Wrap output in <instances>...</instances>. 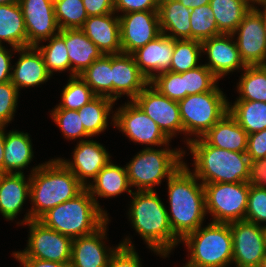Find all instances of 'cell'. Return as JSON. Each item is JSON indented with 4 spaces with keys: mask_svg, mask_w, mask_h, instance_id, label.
<instances>
[{
    "mask_svg": "<svg viewBox=\"0 0 266 267\" xmlns=\"http://www.w3.org/2000/svg\"><path fill=\"white\" fill-rule=\"evenodd\" d=\"M237 36L240 58L246 66L266 65V37L260 15L252 8L238 25Z\"/></svg>",
    "mask_w": 266,
    "mask_h": 267,
    "instance_id": "cell-16",
    "label": "cell"
},
{
    "mask_svg": "<svg viewBox=\"0 0 266 267\" xmlns=\"http://www.w3.org/2000/svg\"><path fill=\"white\" fill-rule=\"evenodd\" d=\"M88 17L114 13V0H83Z\"/></svg>",
    "mask_w": 266,
    "mask_h": 267,
    "instance_id": "cell-50",
    "label": "cell"
},
{
    "mask_svg": "<svg viewBox=\"0 0 266 267\" xmlns=\"http://www.w3.org/2000/svg\"><path fill=\"white\" fill-rule=\"evenodd\" d=\"M245 220L257 225L266 222V189L250 185Z\"/></svg>",
    "mask_w": 266,
    "mask_h": 267,
    "instance_id": "cell-44",
    "label": "cell"
},
{
    "mask_svg": "<svg viewBox=\"0 0 266 267\" xmlns=\"http://www.w3.org/2000/svg\"><path fill=\"white\" fill-rule=\"evenodd\" d=\"M51 116L67 139L91 137L84 129L77 110L54 108Z\"/></svg>",
    "mask_w": 266,
    "mask_h": 267,
    "instance_id": "cell-42",
    "label": "cell"
},
{
    "mask_svg": "<svg viewBox=\"0 0 266 267\" xmlns=\"http://www.w3.org/2000/svg\"><path fill=\"white\" fill-rule=\"evenodd\" d=\"M206 213L212 215V222L232 223L245 220L248 182L203 184Z\"/></svg>",
    "mask_w": 266,
    "mask_h": 267,
    "instance_id": "cell-9",
    "label": "cell"
},
{
    "mask_svg": "<svg viewBox=\"0 0 266 267\" xmlns=\"http://www.w3.org/2000/svg\"><path fill=\"white\" fill-rule=\"evenodd\" d=\"M23 267H71L70 263H59L35 258H16Z\"/></svg>",
    "mask_w": 266,
    "mask_h": 267,
    "instance_id": "cell-52",
    "label": "cell"
},
{
    "mask_svg": "<svg viewBox=\"0 0 266 267\" xmlns=\"http://www.w3.org/2000/svg\"><path fill=\"white\" fill-rule=\"evenodd\" d=\"M5 126L0 125V169L3 172V166H4V145H5V136L6 133Z\"/></svg>",
    "mask_w": 266,
    "mask_h": 267,
    "instance_id": "cell-54",
    "label": "cell"
},
{
    "mask_svg": "<svg viewBox=\"0 0 266 267\" xmlns=\"http://www.w3.org/2000/svg\"><path fill=\"white\" fill-rule=\"evenodd\" d=\"M202 44L198 40L174 39V50L170 64V72L182 73L197 68L202 55Z\"/></svg>",
    "mask_w": 266,
    "mask_h": 267,
    "instance_id": "cell-36",
    "label": "cell"
},
{
    "mask_svg": "<svg viewBox=\"0 0 266 267\" xmlns=\"http://www.w3.org/2000/svg\"><path fill=\"white\" fill-rule=\"evenodd\" d=\"M54 10L60 30L81 29L88 18L83 0H54Z\"/></svg>",
    "mask_w": 266,
    "mask_h": 267,
    "instance_id": "cell-38",
    "label": "cell"
},
{
    "mask_svg": "<svg viewBox=\"0 0 266 267\" xmlns=\"http://www.w3.org/2000/svg\"><path fill=\"white\" fill-rule=\"evenodd\" d=\"M173 50L174 39L161 34L145 46L138 48L132 55L139 70L150 82L154 76L169 71Z\"/></svg>",
    "mask_w": 266,
    "mask_h": 267,
    "instance_id": "cell-21",
    "label": "cell"
},
{
    "mask_svg": "<svg viewBox=\"0 0 266 267\" xmlns=\"http://www.w3.org/2000/svg\"><path fill=\"white\" fill-rule=\"evenodd\" d=\"M48 45L36 46L41 52L46 68L52 75L54 71L70 70V60L65 45V30L49 38Z\"/></svg>",
    "mask_w": 266,
    "mask_h": 267,
    "instance_id": "cell-37",
    "label": "cell"
},
{
    "mask_svg": "<svg viewBox=\"0 0 266 267\" xmlns=\"http://www.w3.org/2000/svg\"><path fill=\"white\" fill-rule=\"evenodd\" d=\"M166 146L158 150L147 147L126 164L131 187L135 186L137 191H153L163 178L168 180L185 164L182 161L185 151L180 148L170 150Z\"/></svg>",
    "mask_w": 266,
    "mask_h": 267,
    "instance_id": "cell-7",
    "label": "cell"
},
{
    "mask_svg": "<svg viewBox=\"0 0 266 267\" xmlns=\"http://www.w3.org/2000/svg\"><path fill=\"white\" fill-rule=\"evenodd\" d=\"M158 15L162 34L175 40L191 39V9L178 0H166L159 4Z\"/></svg>",
    "mask_w": 266,
    "mask_h": 267,
    "instance_id": "cell-28",
    "label": "cell"
},
{
    "mask_svg": "<svg viewBox=\"0 0 266 267\" xmlns=\"http://www.w3.org/2000/svg\"><path fill=\"white\" fill-rule=\"evenodd\" d=\"M246 154L250 161L266 157V129L248 134Z\"/></svg>",
    "mask_w": 266,
    "mask_h": 267,
    "instance_id": "cell-48",
    "label": "cell"
},
{
    "mask_svg": "<svg viewBox=\"0 0 266 267\" xmlns=\"http://www.w3.org/2000/svg\"><path fill=\"white\" fill-rule=\"evenodd\" d=\"M169 138L183 132L178 101L161 94L150 83L133 100Z\"/></svg>",
    "mask_w": 266,
    "mask_h": 267,
    "instance_id": "cell-13",
    "label": "cell"
},
{
    "mask_svg": "<svg viewBox=\"0 0 266 267\" xmlns=\"http://www.w3.org/2000/svg\"><path fill=\"white\" fill-rule=\"evenodd\" d=\"M2 174H3V172H2L1 169H0V178H1Z\"/></svg>",
    "mask_w": 266,
    "mask_h": 267,
    "instance_id": "cell-60",
    "label": "cell"
},
{
    "mask_svg": "<svg viewBox=\"0 0 266 267\" xmlns=\"http://www.w3.org/2000/svg\"><path fill=\"white\" fill-rule=\"evenodd\" d=\"M223 94L217 85L212 91L188 95L178 101L185 135L196 136V138L186 139L187 144L192 139L203 137L226 115L229 102Z\"/></svg>",
    "mask_w": 266,
    "mask_h": 267,
    "instance_id": "cell-8",
    "label": "cell"
},
{
    "mask_svg": "<svg viewBox=\"0 0 266 267\" xmlns=\"http://www.w3.org/2000/svg\"><path fill=\"white\" fill-rule=\"evenodd\" d=\"M131 242V239L127 237L119 243L107 267H141L138 253Z\"/></svg>",
    "mask_w": 266,
    "mask_h": 267,
    "instance_id": "cell-46",
    "label": "cell"
},
{
    "mask_svg": "<svg viewBox=\"0 0 266 267\" xmlns=\"http://www.w3.org/2000/svg\"><path fill=\"white\" fill-rule=\"evenodd\" d=\"M19 97V90L8 81L0 84V125L6 126L13 120Z\"/></svg>",
    "mask_w": 266,
    "mask_h": 267,
    "instance_id": "cell-45",
    "label": "cell"
},
{
    "mask_svg": "<svg viewBox=\"0 0 266 267\" xmlns=\"http://www.w3.org/2000/svg\"><path fill=\"white\" fill-rule=\"evenodd\" d=\"M79 76L96 96H105L112 99V55L103 54Z\"/></svg>",
    "mask_w": 266,
    "mask_h": 267,
    "instance_id": "cell-34",
    "label": "cell"
},
{
    "mask_svg": "<svg viewBox=\"0 0 266 267\" xmlns=\"http://www.w3.org/2000/svg\"><path fill=\"white\" fill-rule=\"evenodd\" d=\"M237 84V100L266 102V65L246 66Z\"/></svg>",
    "mask_w": 266,
    "mask_h": 267,
    "instance_id": "cell-35",
    "label": "cell"
},
{
    "mask_svg": "<svg viewBox=\"0 0 266 267\" xmlns=\"http://www.w3.org/2000/svg\"><path fill=\"white\" fill-rule=\"evenodd\" d=\"M131 195L128 214L133 227L152 251L167 257L181 240L173 233L164 203L155 190L135 191Z\"/></svg>",
    "mask_w": 266,
    "mask_h": 267,
    "instance_id": "cell-3",
    "label": "cell"
},
{
    "mask_svg": "<svg viewBox=\"0 0 266 267\" xmlns=\"http://www.w3.org/2000/svg\"><path fill=\"white\" fill-rule=\"evenodd\" d=\"M129 188H131V185L126 166L121 167L113 164L111 161L102 168L96 178L91 183L89 182L87 186L90 195L99 207L97 196L103 198L115 197L125 191L131 196L133 192Z\"/></svg>",
    "mask_w": 266,
    "mask_h": 267,
    "instance_id": "cell-27",
    "label": "cell"
},
{
    "mask_svg": "<svg viewBox=\"0 0 266 267\" xmlns=\"http://www.w3.org/2000/svg\"><path fill=\"white\" fill-rule=\"evenodd\" d=\"M3 173H23L33 159L32 142L28 133L10 130L5 136Z\"/></svg>",
    "mask_w": 266,
    "mask_h": 267,
    "instance_id": "cell-29",
    "label": "cell"
},
{
    "mask_svg": "<svg viewBox=\"0 0 266 267\" xmlns=\"http://www.w3.org/2000/svg\"><path fill=\"white\" fill-rule=\"evenodd\" d=\"M114 100L105 96H95L78 111L85 131L92 137L108 126V115L112 111Z\"/></svg>",
    "mask_w": 266,
    "mask_h": 267,
    "instance_id": "cell-33",
    "label": "cell"
},
{
    "mask_svg": "<svg viewBox=\"0 0 266 267\" xmlns=\"http://www.w3.org/2000/svg\"><path fill=\"white\" fill-rule=\"evenodd\" d=\"M109 220L96 232L74 238L72 241L71 267H107L108 262L116 251L114 248L106 249L107 224Z\"/></svg>",
    "mask_w": 266,
    "mask_h": 267,
    "instance_id": "cell-20",
    "label": "cell"
},
{
    "mask_svg": "<svg viewBox=\"0 0 266 267\" xmlns=\"http://www.w3.org/2000/svg\"><path fill=\"white\" fill-rule=\"evenodd\" d=\"M18 3L25 21L28 47L40 46L42 41L59 33L54 0H20Z\"/></svg>",
    "mask_w": 266,
    "mask_h": 267,
    "instance_id": "cell-15",
    "label": "cell"
},
{
    "mask_svg": "<svg viewBox=\"0 0 266 267\" xmlns=\"http://www.w3.org/2000/svg\"><path fill=\"white\" fill-rule=\"evenodd\" d=\"M254 0H210L218 30L221 34H232L252 9Z\"/></svg>",
    "mask_w": 266,
    "mask_h": 267,
    "instance_id": "cell-31",
    "label": "cell"
},
{
    "mask_svg": "<svg viewBox=\"0 0 266 267\" xmlns=\"http://www.w3.org/2000/svg\"><path fill=\"white\" fill-rule=\"evenodd\" d=\"M202 138L209 145L220 149L240 153H246L247 150L248 134L229 112L209 129Z\"/></svg>",
    "mask_w": 266,
    "mask_h": 267,
    "instance_id": "cell-25",
    "label": "cell"
},
{
    "mask_svg": "<svg viewBox=\"0 0 266 267\" xmlns=\"http://www.w3.org/2000/svg\"><path fill=\"white\" fill-rule=\"evenodd\" d=\"M149 83L171 100L180 101L186 97L183 85V72L166 71L154 76Z\"/></svg>",
    "mask_w": 266,
    "mask_h": 267,
    "instance_id": "cell-43",
    "label": "cell"
},
{
    "mask_svg": "<svg viewBox=\"0 0 266 267\" xmlns=\"http://www.w3.org/2000/svg\"><path fill=\"white\" fill-rule=\"evenodd\" d=\"M23 173H3L0 178V213L7 220H14L30 199V175L28 180Z\"/></svg>",
    "mask_w": 266,
    "mask_h": 267,
    "instance_id": "cell-24",
    "label": "cell"
},
{
    "mask_svg": "<svg viewBox=\"0 0 266 267\" xmlns=\"http://www.w3.org/2000/svg\"><path fill=\"white\" fill-rule=\"evenodd\" d=\"M183 6L193 9L206 4H209L210 0H178Z\"/></svg>",
    "mask_w": 266,
    "mask_h": 267,
    "instance_id": "cell-55",
    "label": "cell"
},
{
    "mask_svg": "<svg viewBox=\"0 0 266 267\" xmlns=\"http://www.w3.org/2000/svg\"><path fill=\"white\" fill-rule=\"evenodd\" d=\"M168 196L171 212L167 213L173 233L182 240L196 231L206 216L205 191L203 184L187 164L178 169L168 180Z\"/></svg>",
    "mask_w": 266,
    "mask_h": 267,
    "instance_id": "cell-2",
    "label": "cell"
},
{
    "mask_svg": "<svg viewBox=\"0 0 266 267\" xmlns=\"http://www.w3.org/2000/svg\"><path fill=\"white\" fill-rule=\"evenodd\" d=\"M156 1L158 2V4H160V3H162V2H164L166 0H156Z\"/></svg>",
    "mask_w": 266,
    "mask_h": 267,
    "instance_id": "cell-59",
    "label": "cell"
},
{
    "mask_svg": "<svg viewBox=\"0 0 266 267\" xmlns=\"http://www.w3.org/2000/svg\"><path fill=\"white\" fill-rule=\"evenodd\" d=\"M194 158V172L202 184L248 182L250 160L246 153L209 145L202 137L187 144Z\"/></svg>",
    "mask_w": 266,
    "mask_h": 267,
    "instance_id": "cell-4",
    "label": "cell"
},
{
    "mask_svg": "<svg viewBox=\"0 0 266 267\" xmlns=\"http://www.w3.org/2000/svg\"><path fill=\"white\" fill-rule=\"evenodd\" d=\"M248 183L266 189V157L250 161Z\"/></svg>",
    "mask_w": 266,
    "mask_h": 267,
    "instance_id": "cell-49",
    "label": "cell"
},
{
    "mask_svg": "<svg viewBox=\"0 0 266 267\" xmlns=\"http://www.w3.org/2000/svg\"><path fill=\"white\" fill-rule=\"evenodd\" d=\"M255 3L263 6L264 10L261 11L260 9H257L258 7L254 5ZM252 8L260 15L262 19V24H263V28L265 31V37H266V0H254Z\"/></svg>",
    "mask_w": 266,
    "mask_h": 267,
    "instance_id": "cell-53",
    "label": "cell"
},
{
    "mask_svg": "<svg viewBox=\"0 0 266 267\" xmlns=\"http://www.w3.org/2000/svg\"><path fill=\"white\" fill-rule=\"evenodd\" d=\"M2 41L12 48L28 47L25 21L19 3L0 5V45Z\"/></svg>",
    "mask_w": 266,
    "mask_h": 267,
    "instance_id": "cell-30",
    "label": "cell"
},
{
    "mask_svg": "<svg viewBox=\"0 0 266 267\" xmlns=\"http://www.w3.org/2000/svg\"><path fill=\"white\" fill-rule=\"evenodd\" d=\"M65 45L70 60V77L79 75L103 55L81 29H65Z\"/></svg>",
    "mask_w": 266,
    "mask_h": 267,
    "instance_id": "cell-26",
    "label": "cell"
},
{
    "mask_svg": "<svg viewBox=\"0 0 266 267\" xmlns=\"http://www.w3.org/2000/svg\"><path fill=\"white\" fill-rule=\"evenodd\" d=\"M218 78L204 64L183 72V85L186 96L212 91Z\"/></svg>",
    "mask_w": 266,
    "mask_h": 267,
    "instance_id": "cell-41",
    "label": "cell"
},
{
    "mask_svg": "<svg viewBox=\"0 0 266 267\" xmlns=\"http://www.w3.org/2000/svg\"><path fill=\"white\" fill-rule=\"evenodd\" d=\"M20 0H0V5L18 3Z\"/></svg>",
    "mask_w": 266,
    "mask_h": 267,
    "instance_id": "cell-56",
    "label": "cell"
},
{
    "mask_svg": "<svg viewBox=\"0 0 266 267\" xmlns=\"http://www.w3.org/2000/svg\"><path fill=\"white\" fill-rule=\"evenodd\" d=\"M159 4L156 0H114V12H141L158 11Z\"/></svg>",
    "mask_w": 266,
    "mask_h": 267,
    "instance_id": "cell-47",
    "label": "cell"
},
{
    "mask_svg": "<svg viewBox=\"0 0 266 267\" xmlns=\"http://www.w3.org/2000/svg\"><path fill=\"white\" fill-rule=\"evenodd\" d=\"M233 37L232 34H220L201 42L202 52L207 54L209 60L204 65L218 79L234 70H243L246 67L240 58L237 43L236 40L233 41Z\"/></svg>",
    "mask_w": 266,
    "mask_h": 267,
    "instance_id": "cell-18",
    "label": "cell"
},
{
    "mask_svg": "<svg viewBox=\"0 0 266 267\" xmlns=\"http://www.w3.org/2000/svg\"><path fill=\"white\" fill-rule=\"evenodd\" d=\"M25 225L30 228L27 247L12 253L13 257L70 263L72 238L44 226L38 220H30Z\"/></svg>",
    "mask_w": 266,
    "mask_h": 267,
    "instance_id": "cell-10",
    "label": "cell"
},
{
    "mask_svg": "<svg viewBox=\"0 0 266 267\" xmlns=\"http://www.w3.org/2000/svg\"><path fill=\"white\" fill-rule=\"evenodd\" d=\"M181 241L190 251V259L183 267H227L232 263L233 244L228 223L200 226Z\"/></svg>",
    "mask_w": 266,
    "mask_h": 267,
    "instance_id": "cell-6",
    "label": "cell"
},
{
    "mask_svg": "<svg viewBox=\"0 0 266 267\" xmlns=\"http://www.w3.org/2000/svg\"><path fill=\"white\" fill-rule=\"evenodd\" d=\"M84 188L59 159H51L32 168L30 198L34 206L29 209L21 225L38 220L48 210L74 198Z\"/></svg>",
    "mask_w": 266,
    "mask_h": 267,
    "instance_id": "cell-1",
    "label": "cell"
},
{
    "mask_svg": "<svg viewBox=\"0 0 266 267\" xmlns=\"http://www.w3.org/2000/svg\"><path fill=\"white\" fill-rule=\"evenodd\" d=\"M148 84L132 54H112V100L126 94L132 101Z\"/></svg>",
    "mask_w": 266,
    "mask_h": 267,
    "instance_id": "cell-19",
    "label": "cell"
},
{
    "mask_svg": "<svg viewBox=\"0 0 266 267\" xmlns=\"http://www.w3.org/2000/svg\"><path fill=\"white\" fill-rule=\"evenodd\" d=\"M263 232H264V238H265V246H266V225H263Z\"/></svg>",
    "mask_w": 266,
    "mask_h": 267,
    "instance_id": "cell-58",
    "label": "cell"
},
{
    "mask_svg": "<svg viewBox=\"0 0 266 267\" xmlns=\"http://www.w3.org/2000/svg\"><path fill=\"white\" fill-rule=\"evenodd\" d=\"M236 267H260L266 255L263 225L240 220L229 223Z\"/></svg>",
    "mask_w": 266,
    "mask_h": 267,
    "instance_id": "cell-12",
    "label": "cell"
},
{
    "mask_svg": "<svg viewBox=\"0 0 266 267\" xmlns=\"http://www.w3.org/2000/svg\"><path fill=\"white\" fill-rule=\"evenodd\" d=\"M118 16L122 53L132 54L162 34L158 11L129 12Z\"/></svg>",
    "mask_w": 266,
    "mask_h": 267,
    "instance_id": "cell-14",
    "label": "cell"
},
{
    "mask_svg": "<svg viewBox=\"0 0 266 267\" xmlns=\"http://www.w3.org/2000/svg\"><path fill=\"white\" fill-rule=\"evenodd\" d=\"M228 112L247 134L266 129V102L236 100Z\"/></svg>",
    "mask_w": 266,
    "mask_h": 267,
    "instance_id": "cell-32",
    "label": "cell"
},
{
    "mask_svg": "<svg viewBox=\"0 0 266 267\" xmlns=\"http://www.w3.org/2000/svg\"><path fill=\"white\" fill-rule=\"evenodd\" d=\"M69 78L68 83L62 90L61 103L55 108L79 110L96 95L79 75Z\"/></svg>",
    "mask_w": 266,
    "mask_h": 267,
    "instance_id": "cell-39",
    "label": "cell"
},
{
    "mask_svg": "<svg viewBox=\"0 0 266 267\" xmlns=\"http://www.w3.org/2000/svg\"><path fill=\"white\" fill-rule=\"evenodd\" d=\"M106 148L93 140H83L77 143L73 152V161L59 160L74 174L79 182L87 188V179L96 178L97 174L110 162Z\"/></svg>",
    "mask_w": 266,
    "mask_h": 267,
    "instance_id": "cell-17",
    "label": "cell"
},
{
    "mask_svg": "<svg viewBox=\"0 0 266 267\" xmlns=\"http://www.w3.org/2000/svg\"><path fill=\"white\" fill-rule=\"evenodd\" d=\"M190 22L192 40L202 42L221 34L209 4L191 9Z\"/></svg>",
    "mask_w": 266,
    "mask_h": 267,
    "instance_id": "cell-40",
    "label": "cell"
},
{
    "mask_svg": "<svg viewBox=\"0 0 266 267\" xmlns=\"http://www.w3.org/2000/svg\"><path fill=\"white\" fill-rule=\"evenodd\" d=\"M81 30L103 54L122 53L120 21L115 12L88 17Z\"/></svg>",
    "mask_w": 266,
    "mask_h": 267,
    "instance_id": "cell-22",
    "label": "cell"
},
{
    "mask_svg": "<svg viewBox=\"0 0 266 267\" xmlns=\"http://www.w3.org/2000/svg\"><path fill=\"white\" fill-rule=\"evenodd\" d=\"M117 110L112 116L113 124L130 140L157 147L169 145L170 139L133 100Z\"/></svg>",
    "mask_w": 266,
    "mask_h": 267,
    "instance_id": "cell-11",
    "label": "cell"
},
{
    "mask_svg": "<svg viewBox=\"0 0 266 267\" xmlns=\"http://www.w3.org/2000/svg\"><path fill=\"white\" fill-rule=\"evenodd\" d=\"M11 50L5 48V46L0 45V84L6 83L11 80V69L14 66H11V58H12Z\"/></svg>",
    "mask_w": 266,
    "mask_h": 267,
    "instance_id": "cell-51",
    "label": "cell"
},
{
    "mask_svg": "<svg viewBox=\"0 0 266 267\" xmlns=\"http://www.w3.org/2000/svg\"><path fill=\"white\" fill-rule=\"evenodd\" d=\"M108 220L107 211L95 203L87 188L38 219L44 226L72 239L96 232Z\"/></svg>",
    "mask_w": 266,
    "mask_h": 267,
    "instance_id": "cell-5",
    "label": "cell"
},
{
    "mask_svg": "<svg viewBox=\"0 0 266 267\" xmlns=\"http://www.w3.org/2000/svg\"><path fill=\"white\" fill-rule=\"evenodd\" d=\"M12 51L20 54L15 69H12L10 80L18 90L38 86L50 79L52 75L48 72L43 56L36 46L13 48Z\"/></svg>",
    "mask_w": 266,
    "mask_h": 267,
    "instance_id": "cell-23",
    "label": "cell"
},
{
    "mask_svg": "<svg viewBox=\"0 0 266 267\" xmlns=\"http://www.w3.org/2000/svg\"><path fill=\"white\" fill-rule=\"evenodd\" d=\"M260 267H266V255L264 256L262 262H261V265Z\"/></svg>",
    "mask_w": 266,
    "mask_h": 267,
    "instance_id": "cell-57",
    "label": "cell"
}]
</instances>
